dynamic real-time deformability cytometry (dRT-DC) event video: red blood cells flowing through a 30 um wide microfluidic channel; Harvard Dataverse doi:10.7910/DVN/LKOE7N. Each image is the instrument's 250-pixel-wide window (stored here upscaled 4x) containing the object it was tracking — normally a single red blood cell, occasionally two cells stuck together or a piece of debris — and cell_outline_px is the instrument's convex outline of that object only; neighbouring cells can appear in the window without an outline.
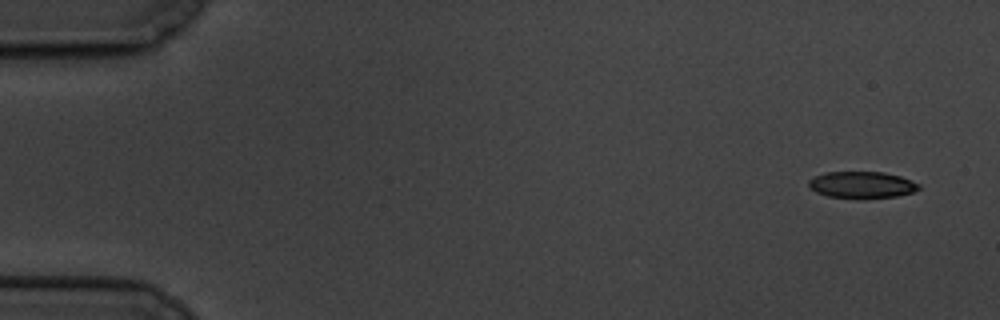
{"species": "common noctule bat (a hibernating species)", "species_latin": "Nyctalus noctula", "temperature_condition": "cold", "stored_images_in_passage": 9, "camera_frame_rate_fps": 3000, "um_per_image_px": 0.085, "animal": {"sex": "male", "body_mass_g": 19.5, "forearm_length_mm": 54.6}, "frame": {"image": 1, "passage_image": 1, "time_ms": 0.0, "image_size_px": [1000, 320], "cell_outline_px": [[920, 188], [912, 192], [896, 196], [860, 200], [828, 196], [816, 192], [808, 184], [808, 180], [824, 172], [884, 172], [900, 176], [920, 184]], "centroid_in_image_um": [73.26, 15.73], "position_along_channel_um": 11.7, "area_um2": 17.34}}
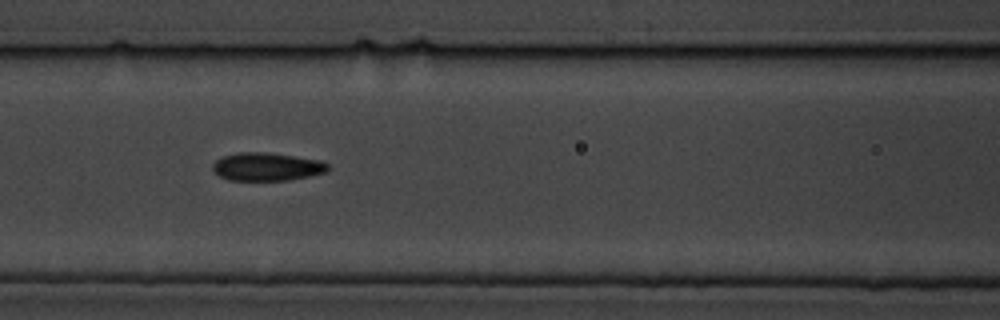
{"frame": {"image": 2, "passage_image": 7, "time_ms": 7.667, "image_size_px": [1000, 320], "cell_outline_px": [[328, 168], [324, 172], [308, 176], [288, 180], [228, 180], [212, 172], [212, 164], [216, 160], [224, 156], [236, 152], [264, 152], [320, 160], [328, 164]], "centroid_in_image_um": [22.61, 14.17], "position_along_channel_um": 144.0, "area_um2": 18.73}}
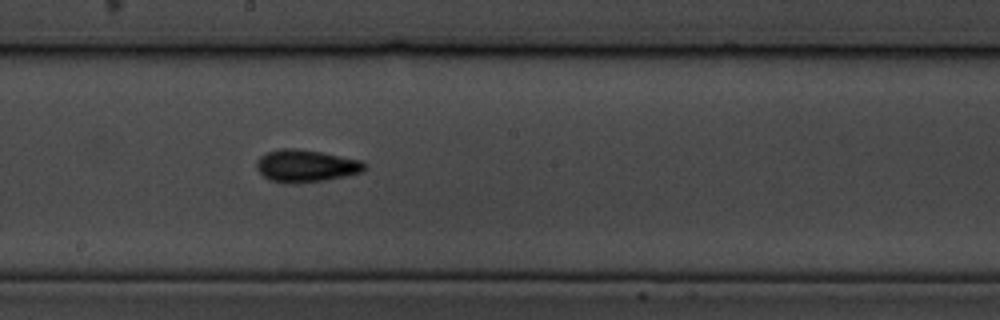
{"frame": {"image": 3, "passage_image": 9, "time_ms": 10.0, "image_size_px": [1000, 320], "cell_outline_px": [[364, 168], [360, 172], [344, 176], [324, 180], [288, 184], [284, 184], [268, 180], [256, 168], [256, 160], [260, 156], [268, 152], [280, 148], [296, 148], [320, 152], [360, 160], [364, 164]], "centroid_in_image_um": [25.92, 14.1], "position_along_channel_um": 222.3, "area_um2": 20.17}}